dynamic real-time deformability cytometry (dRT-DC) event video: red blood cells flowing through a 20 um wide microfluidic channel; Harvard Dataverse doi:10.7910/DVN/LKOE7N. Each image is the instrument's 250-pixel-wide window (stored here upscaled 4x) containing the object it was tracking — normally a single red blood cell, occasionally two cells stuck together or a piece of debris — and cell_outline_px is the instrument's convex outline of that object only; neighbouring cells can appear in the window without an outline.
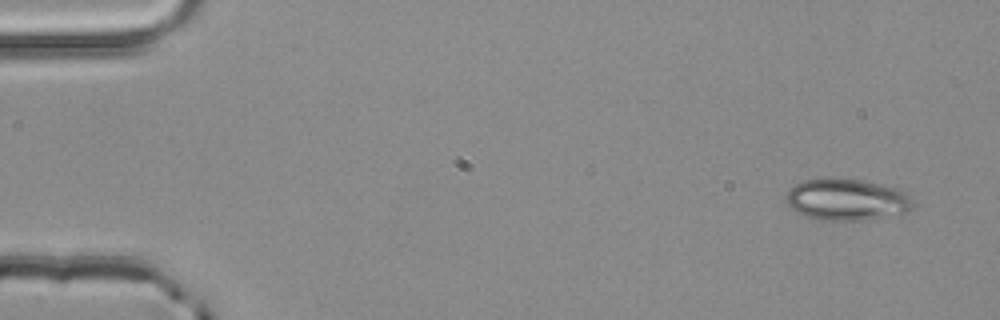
{"species": "common noctule bat (a hibernating species)", "species_latin": "Nyctalus noctula", "temperature_condition": "room temperature", "stored_images_in_passage": 5, "camera_frame_rate_fps": 3000, "um_per_image_px": 0.085, "animal": {"sex": "male", "body_mass_g": 20.4}, "frame": {"image": 1, "passage_image": 1, "time_ms": 0.0, "image_size_px": [1000, 320], "cell_outline_px": [[916, 204], [908, 212], [860, 220], [820, 220], [808, 216], [792, 208], [788, 204], [788, 192], [800, 180], [860, 180], [896, 188], [904, 192]], "centroid_in_image_um": [72.03, 16.99], "position_along_channel_um": 13.0, "area_um2": 29.71}}